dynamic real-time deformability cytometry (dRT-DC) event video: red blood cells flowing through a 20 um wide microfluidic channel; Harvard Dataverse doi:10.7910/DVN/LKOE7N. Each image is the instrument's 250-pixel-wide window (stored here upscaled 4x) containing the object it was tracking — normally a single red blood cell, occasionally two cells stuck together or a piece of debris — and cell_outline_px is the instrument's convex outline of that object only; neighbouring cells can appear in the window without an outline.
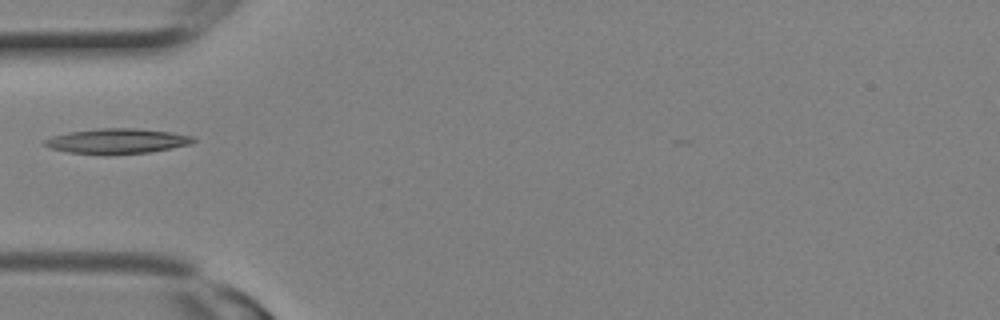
{"species": "Egyptian fruit bat (a non-hibernating species)", "species_latin": "Rousettus aegyptiacus", "temperature_condition": "room temperature", "stored_images_in_passage": 1, "camera_frame_rate_fps": 3000, "um_per_image_px": 0.085, "animal": {"sex": "female"}, "frame": {"image": 1, "passage_image": 1, "time_ms": 0.0, "image_size_px": [1000, 320], "cell_outline_px": [[196, 140], [192, 144], [172, 148], [148, 152], [68, 152], [48, 148], [44, 144], [44, 140], [52, 136], [68, 132], [100, 128], [136, 128], [172, 132], [192, 136]], "centroid_in_image_um": [9.98, 11.95], "position_along_channel_um": 75.0, "area_um2": 20.98}}